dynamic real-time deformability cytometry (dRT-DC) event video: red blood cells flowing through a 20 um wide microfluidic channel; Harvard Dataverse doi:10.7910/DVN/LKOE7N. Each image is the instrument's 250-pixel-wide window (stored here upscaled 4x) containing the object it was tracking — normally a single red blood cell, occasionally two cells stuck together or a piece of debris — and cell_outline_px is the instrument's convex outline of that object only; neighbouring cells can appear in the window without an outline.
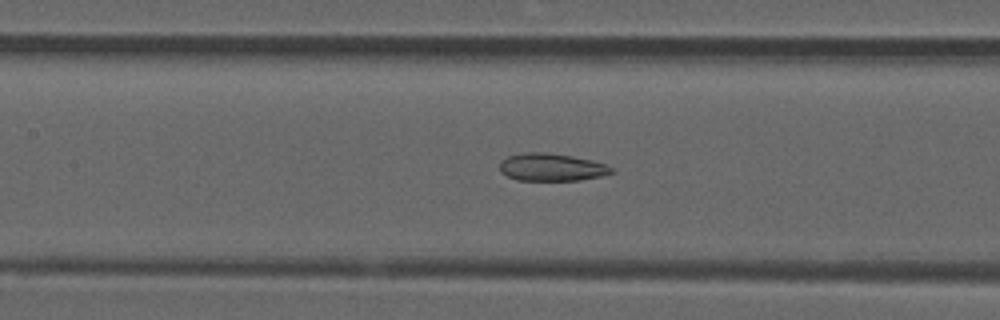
{"species": "common noctule bat (a hibernating species)", "species_latin": "Nyctalus noctula", "temperature_condition": "room temperature", "stored_images_in_passage": 43, "camera_frame_rate_fps": 3000, "um_per_image_px": 0.085, "animal": {"sex": "male", "forearm_length_mm": 52.5}, "frame": {"image": 1, "passage_image": 24, "time_ms": 7.667, "image_size_px": [1000, 320], "cell_outline_px": [[616, 172], [600, 176], [580, 180], [516, 180], [500, 172], [500, 160], [508, 156], [524, 152], [548, 152], [572, 156], [592, 160], [616, 168]], "centroid_in_image_um": [46.89, 14.2], "position_along_channel_um": 160.5, "area_um2": 18.15}}
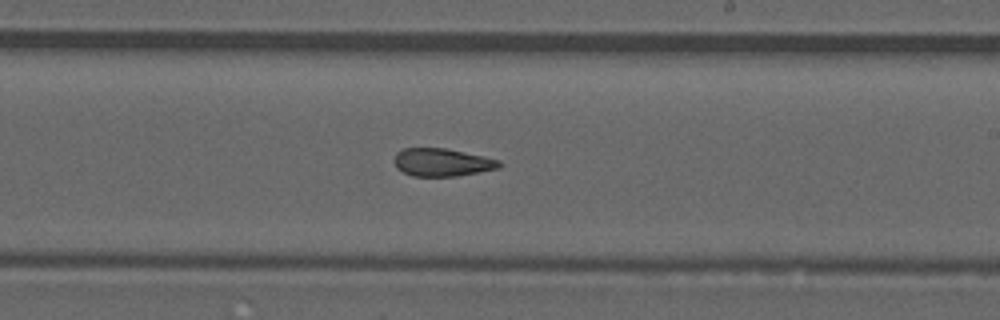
{"frame": {"image": 2, "passage_image": 31, "time_ms": 10.0, "image_size_px": [1000, 320], "cell_outline_px": [[504, 164], [500, 168], [456, 176], [412, 176], [396, 168], [392, 160], [396, 152], [404, 148], [444, 148], [484, 156], [500, 160]], "centroid_in_image_um": [37.57, 13.79], "position_along_channel_um": 251.4, "area_um2": 17.22}}
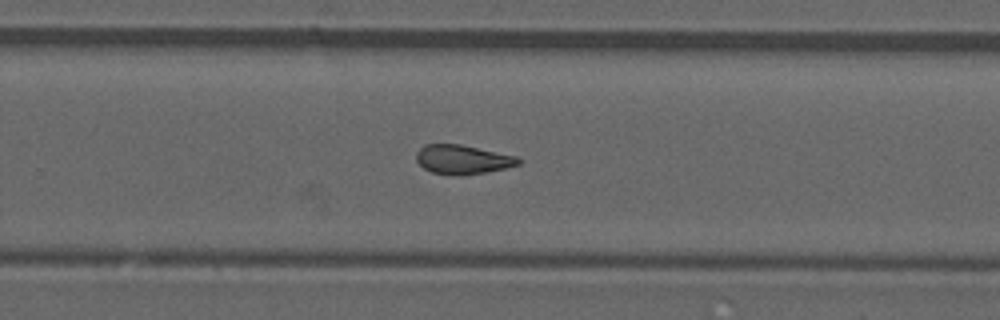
{"frame": {"image": 3, "passage_image": 34, "time_ms": 11.0, "image_size_px": [1000, 320], "cell_outline_px": [[524, 160], [520, 164], [504, 168], [484, 172], [460, 176], [452, 176], [432, 172], [424, 168], [416, 160], [416, 152], [424, 144], [460, 144], [516, 156]], "centroid_in_image_um": [39.31, 13.56], "position_along_channel_um": 290.5, "area_um2": 17.4}}